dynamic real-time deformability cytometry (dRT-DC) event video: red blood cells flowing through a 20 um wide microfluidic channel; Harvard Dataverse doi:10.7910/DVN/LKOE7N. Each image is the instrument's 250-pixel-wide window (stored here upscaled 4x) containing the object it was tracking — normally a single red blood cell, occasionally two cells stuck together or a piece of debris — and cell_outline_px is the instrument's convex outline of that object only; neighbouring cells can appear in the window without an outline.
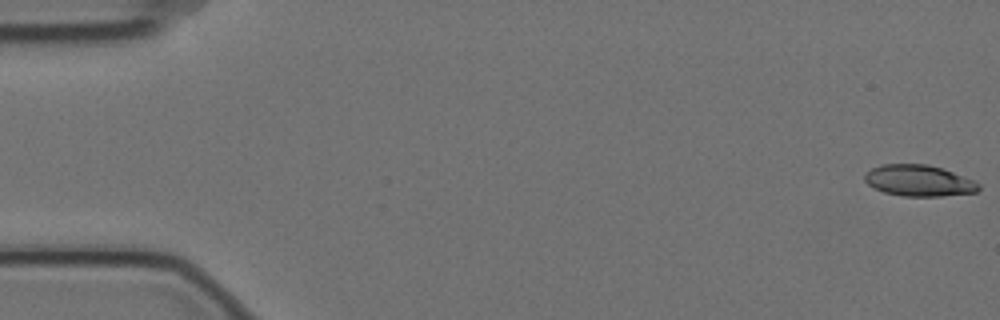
{"species": "Egyptian fruit bat (a non-hibernating species)", "species_latin": "Rousettus aegyptiacus", "temperature_condition": "cold", "stored_images_in_passage": 8, "camera_frame_rate_fps": 3000, "um_per_image_px": 0.085, "animal": {"sex": "female"}, "frame": {"image": 1, "passage_image": 1, "time_ms": 0.0, "image_size_px": [1000, 320], "cell_outline_px": [[980, 188], [976, 192], [940, 196], [900, 196], [884, 192], [868, 184], [864, 180], [864, 176], [872, 168], [884, 164], [928, 164], [952, 172], [972, 180], [980, 184]], "centroid_in_image_um": [78.09, 15.36], "position_along_channel_um": 6.9, "area_um2": 20.46}}
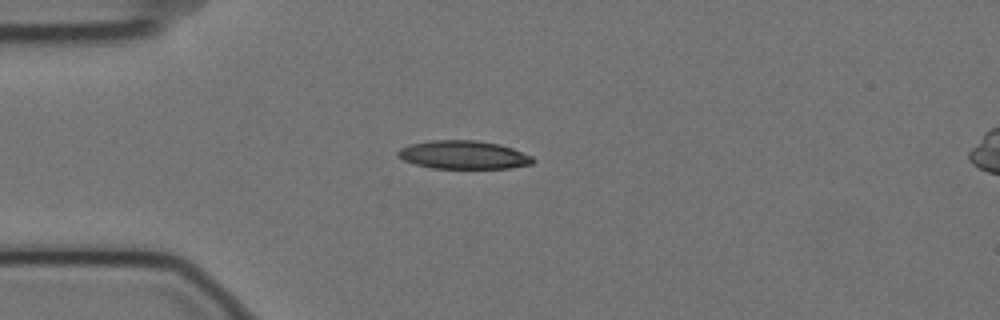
{"frame": {"image": 2, "passage_image": 5, "time_ms": 1.333, "image_size_px": [1000, 320], "cell_outline_px": [[536, 160], [532, 164], [508, 168], [432, 168], [416, 164], [404, 160], [396, 152], [400, 148], [412, 144], [432, 140], [476, 140], [500, 144], [512, 148], [532, 156]], "centroid_in_image_um": [39.43, 13.16], "position_along_channel_um": 45.6, "area_um2": 22.14}}
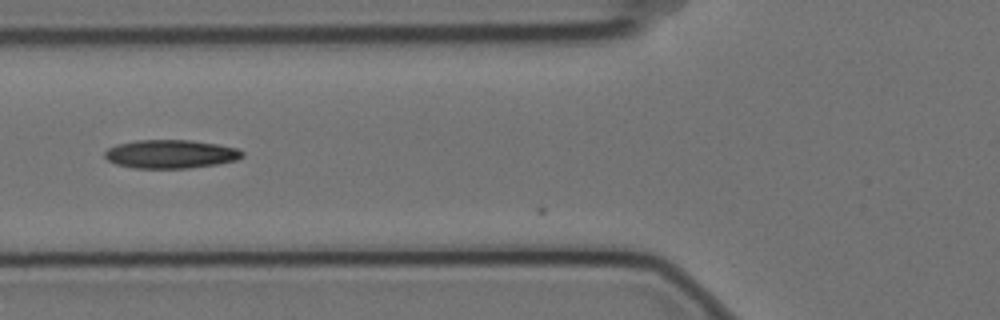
{"frame": {"image": 3, "passage_image": 7, "time_ms": 2.0, "image_size_px": [1000, 320], "cell_outline_px": [[244, 156], [236, 160], [216, 164], [188, 168], [132, 168], [116, 164], [108, 160], [104, 156], [104, 152], [108, 148], [116, 144], [136, 140], [192, 140], [216, 144], [236, 148], [244, 152]], "centroid_in_image_um": [14.48, 13.09], "position_along_channel_um": 111.3, "area_um2": 22.89}}